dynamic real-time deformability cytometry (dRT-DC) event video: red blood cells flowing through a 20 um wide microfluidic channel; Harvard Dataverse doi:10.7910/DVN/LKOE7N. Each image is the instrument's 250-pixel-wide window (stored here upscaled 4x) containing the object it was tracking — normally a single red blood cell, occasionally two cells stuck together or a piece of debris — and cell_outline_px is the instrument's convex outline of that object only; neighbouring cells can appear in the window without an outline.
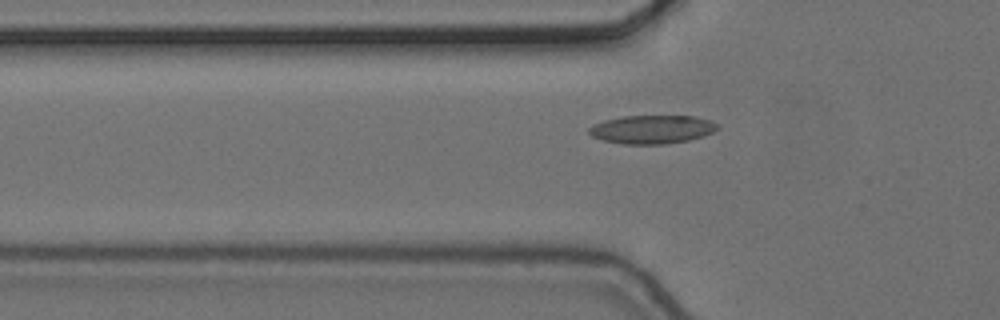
{"species": "common noctule bat (a hibernating species)", "species_latin": "Nyctalus noctula", "temperature_condition": "cold", "stored_images_in_passage": 7, "camera_frame_rate_fps": 3000, "um_per_image_px": 0.085, "animal": {"sex": "female", "body_mass_g": 24.6, "forearm_length_mm": 56.2}, "frame": {"image": 1, "passage_image": 5, "time_ms": 1.333, "image_size_px": [1000, 320], "cell_outline_px": [[720, 128], [704, 136], [688, 140], [664, 144], [624, 144], [604, 140], [592, 136], [588, 132], [588, 128], [592, 124], [604, 120], [624, 116], [692, 116], [708, 120], [716, 124]], "centroid_in_image_um": [55.39, 11.0], "position_along_channel_um": 70.4, "area_um2": 21.21}}
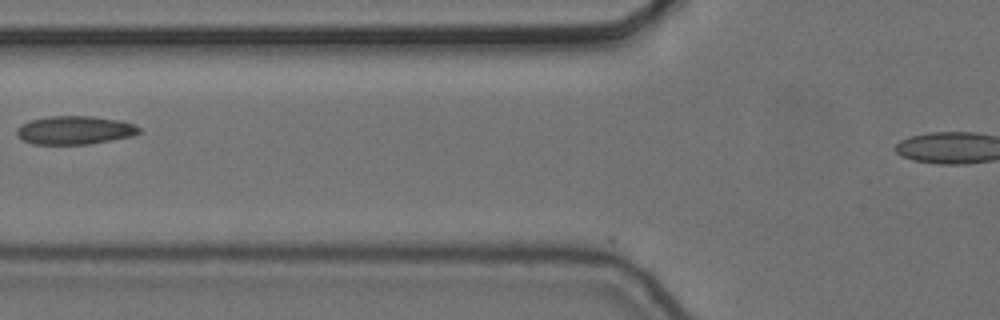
{"frame": {"image": 2, "passage_image": 6, "time_ms": 1.667, "image_size_px": [1000, 320], "cell_outline_px": [[140, 132], [132, 136], [88, 144], [32, 144], [20, 140], [16, 132], [16, 128], [20, 124], [32, 120], [48, 116], [92, 116], [120, 120], [132, 124], [140, 128]], "centroid_in_image_um": [6.3, 11.06], "position_along_channel_um": 119.5, "area_um2": 20.29}}
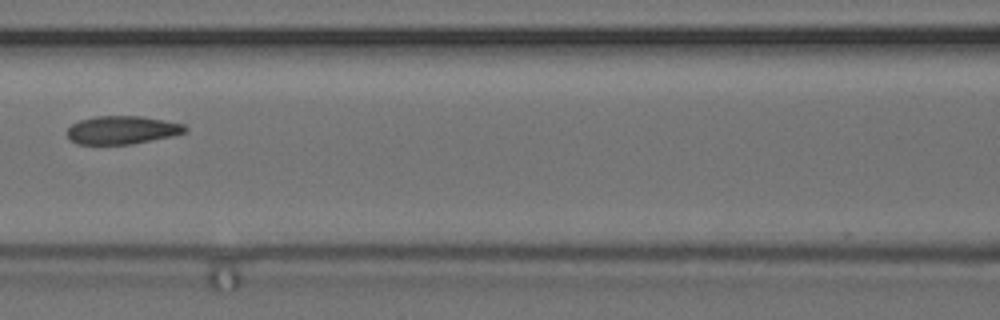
{"frame": {"image": 3, "passage_image": 7, "time_ms": 2.0, "image_size_px": [1000, 320], "cell_outline_px": [[188, 132], [172, 136], [132, 144], [76, 144], [68, 140], [68, 128], [72, 124], [80, 120], [96, 116], [140, 116], [164, 120], [184, 124], [188, 128]], "centroid_in_image_um": [10.39, 11.05], "position_along_channel_um": 156.2, "area_um2": 19.48}}